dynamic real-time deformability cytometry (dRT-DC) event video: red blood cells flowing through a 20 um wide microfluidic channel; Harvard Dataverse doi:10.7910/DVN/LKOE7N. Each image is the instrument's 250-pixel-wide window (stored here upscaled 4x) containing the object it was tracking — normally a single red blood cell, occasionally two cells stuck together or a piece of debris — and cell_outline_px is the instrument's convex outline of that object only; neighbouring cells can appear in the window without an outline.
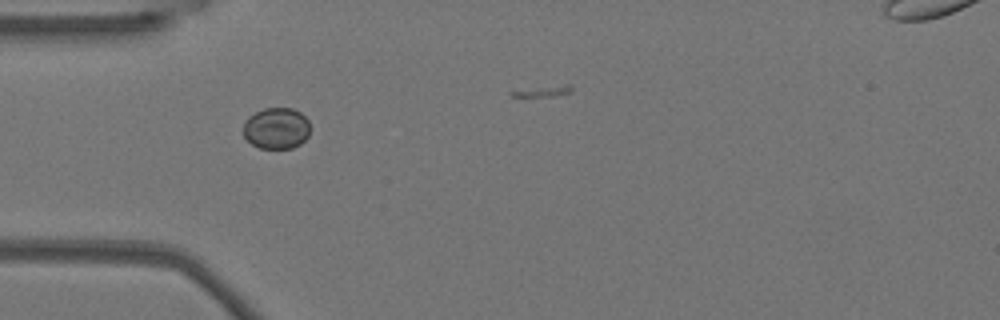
{"species": "Egyptian fruit bat (a non-hibernating species)", "species_latin": "Rousettus aegyptiacus", "temperature_condition": "warm", "stored_images_in_passage": 5, "camera_frame_rate_fps": 3000, "um_per_image_px": 0.085, "animal": {"sex": "female"}, "frame": {"image": 1, "passage_image": 1, "time_ms": 0.0, "image_size_px": [1000, 320], "cell_outline_px": [[308, 136], [300, 144], [292, 148], [260, 148], [252, 144], [244, 136], [244, 120], [248, 116], [264, 108], [292, 108], [300, 112], [308, 120]], "centroid_in_image_um": [23.48, 10.9], "position_along_channel_um": 61.5, "area_um2": 16.01}}
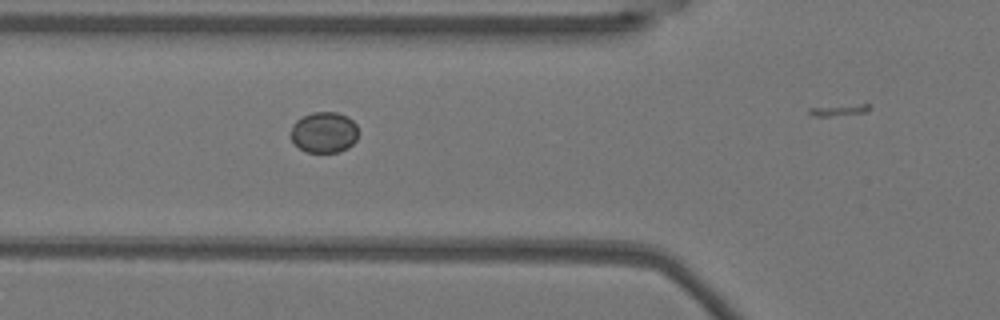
{"frame": {"image": 2, "passage_image": 4, "time_ms": 1.0, "image_size_px": [1000, 320], "cell_outline_px": [[360, 132], [356, 140], [348, 148], [340, 152], [308, 152], [300, 148], [292, 140], [292, 124], [296, 120], [312, 112], [336, 112], [348, 116], [356, 124]], "centroid_in_image_um": [27.59, 11.24], "position_along_channel_um": 98.2, "area_um2": 16.18}}